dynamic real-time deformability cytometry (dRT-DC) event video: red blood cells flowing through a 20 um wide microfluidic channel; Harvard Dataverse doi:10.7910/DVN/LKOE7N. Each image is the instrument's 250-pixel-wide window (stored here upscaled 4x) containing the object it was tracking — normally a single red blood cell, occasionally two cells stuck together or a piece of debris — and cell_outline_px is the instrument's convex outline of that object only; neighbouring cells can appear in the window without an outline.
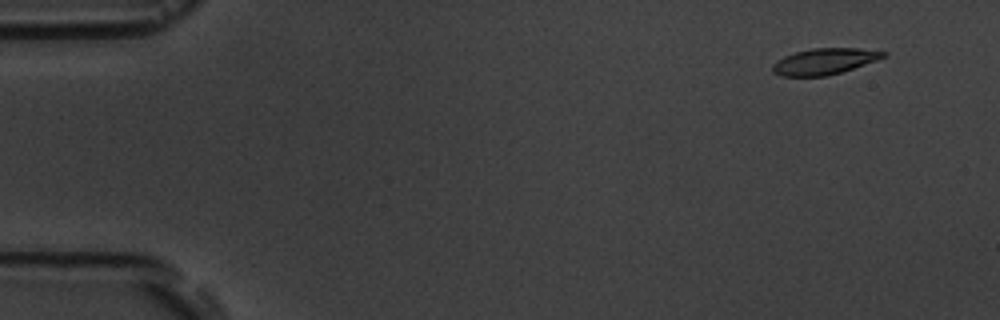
{"species": "common noctule bat (a hibernating species)", "species_latin": "Nyctalus noctula", "temperature_condition": "room temperature", "stored_images_in_passage": 5, "camera_frame_rate_fps": 3000, "um_per_image_px": 0.085, "animal": {"sex": "male", "body_mass_g": 19.5, "forearm_length_mm": 54.6}, "frame": {"image": 1, "passage_image": 2, "time_ms": 1.333, "image_size_px": [1000, 320], "cell_outline_px": [[888, 56], [840, 72], [824, 76], [780, 76], [772, 72], [772, 64], [776, 60], [784, 56], [796, 52], [812, 48], [856, 48], [888, 52]], "centroid_in_image_um": [70.04, 5.21], "position_along_channel_um": 15.0, "area_um2": 16.76}}